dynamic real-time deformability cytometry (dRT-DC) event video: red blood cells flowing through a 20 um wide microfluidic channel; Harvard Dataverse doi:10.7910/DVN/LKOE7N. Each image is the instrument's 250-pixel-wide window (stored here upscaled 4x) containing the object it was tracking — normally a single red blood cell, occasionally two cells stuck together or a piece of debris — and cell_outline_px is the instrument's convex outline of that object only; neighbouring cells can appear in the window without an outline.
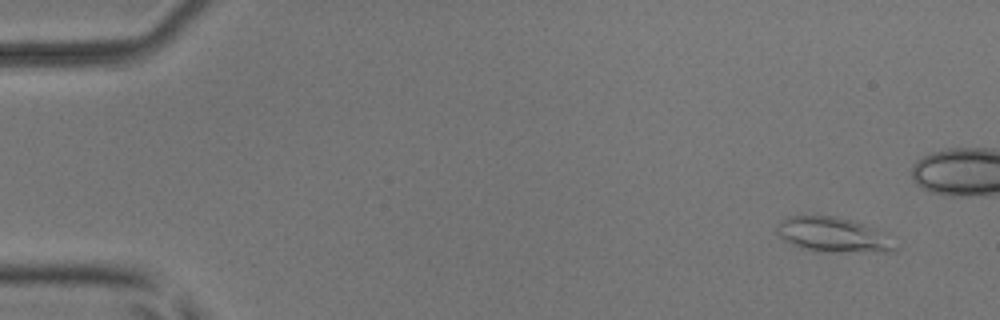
{"species": "common noctule bat (a hibernating species)", "species_latin": "Nyctalus noctula", "temperature_condition": "room temperature", "stored_images_in_passage": 7, "segment_of_instrument_passage": [1, 2], "camera_frame_rate_fps": 3000, "um_per_image_px": 0.085, "animal": {"sex": "male", "body_mass_g": 17.9, "forearm_length_mm": 54.2}, "frame": {"image": 1, "passage_image": 1, "time_ms": 0.0, "image_size_px": [1000, 320], "cell_outline_px": [[896, 252], [816, 252], [800, 248], [784, 240], [776, 232], [776, 224], [780, 220], [788, 216], [836, 216], [852, 220], [876, 228], [896, 248]], "centroid_in_image_um": [70.74, 19.97], "position_along_channel_um": 14.3, "area_um2": 24.04}}
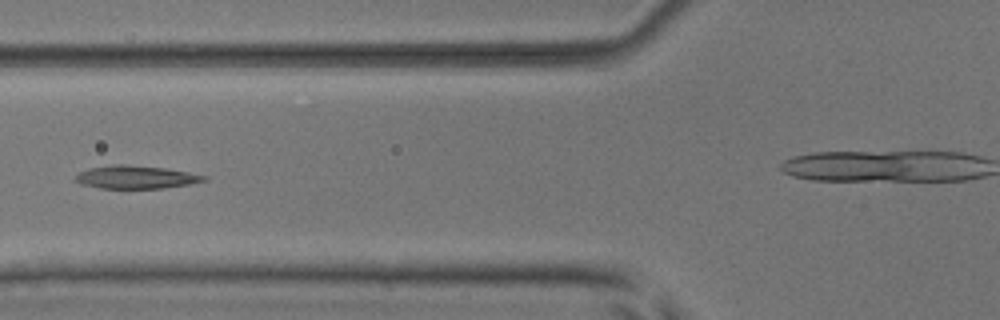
{"frame": {"image": 2, "passage_image": 5, "time_ms": 5.667, "image_size_px": [1000, 320], "cell_outline_px": [[208, 180], [188, 184], [164, 188], [100, 188], [80, 184], [72, 180], [80, 172], [88, 168], [112, 164], [124, 164], [164, 168], [188, 172], [208, 176]], "centroid_in_image_um": [11.52, 15.05], "position_along_channel_um": 114.3, "area_um2": 17.28}}
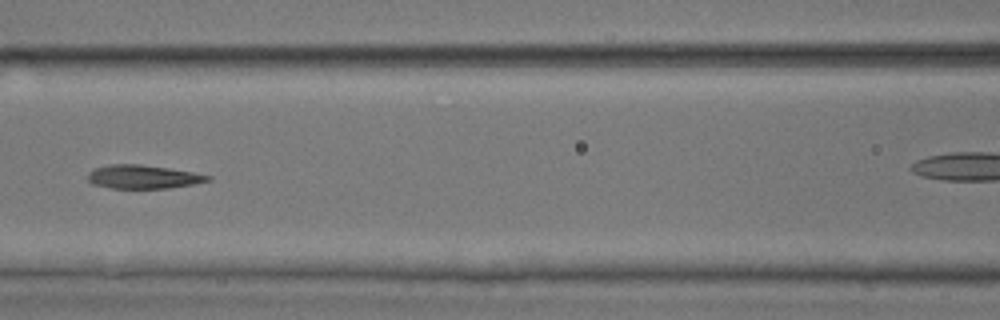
{"frame": {"image": 3, "passage_image": 6, "time_ms": 6.667, "image_size_px": [1000, 320], "cell_outline_px": [[212, 180], [192, 184], [168, 188], [112, 188], [92, 184], [88, 180], [88, 172], [92, 168], [112, 164], [140, 164], [168, 168], [192, 172], [212, 176]], "centroid_in_image_um": [12.13, 15.02], "position_along_channel_um": 154.5, "area_um2": 16.47}}